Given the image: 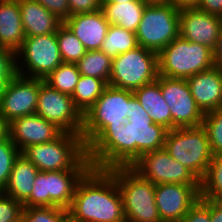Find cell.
Listing matches in <instances>:
<instances>
[{
	"label": "cell",
	"mask_w": 222,
	"mask_h": 222,
	"mask_svg": "<svg viewBox=\"0 0 222 222\" xmlns=\"http://www.w3.org/2000/svg\"><path fill=\"white\" fill-rule=\"evenodd\" d=\"M167 133L132 94L130 118L122 125L107 126L86 147V154L95 169L131 167L144 153L164 148Z\"/></svg>",
	"instance_id": "cell-1"
},
{
	"label": "cell",
	"mask_w": 222,
	"mask_h": 222,
	"mask_svg": "<svg viewBox=\"0 0 222 222\" xmlns=\"http://www.w3.org/2000/svg\"><path fill=\"white\" fill-rule=\"evenodd\" d=\"M68 210V222H126L115 178L91 168L78 182Z\"/></svg>",
	"instance_id": "cell-2"
},
{
	"label": "cell",
	"mask_w": 222,
	"mask_h": 222,
	"mask_svg": "<svg viewBox=\"0 0 222 222\" xmlns=\"http://www.w3.org/2000/svg\"><path fill=\"white\" fill-rule=\"evenodd\" d=\"M116 180L126 222H162L155 202V184L132 167L107 170Z\"/></svg>",
	"instance_id": "cell-3"
},
{
	"label": "cell",
	"mask_w": 222,
	"mask_h": 222,
	"mask_svg": "<svg viewBox=\"0 0 222 222\" xmlns=\"http://www.w3.org/2000/svg\"><path fill=\"white\" fill-rule=\"evenodd\" d=\"M158 64L159 75L188 79L214 66L213 51L179 35L158 54Z\"/></svg>",
	"instance_id": "cell-4"
},
{
	"label": "cell",
	"mask_w": 222,
	"mask_h": 222,
	"mask_svg": "<svg viewBox=\"0 0 222 222\" xmlns=\"http://www.w3.org/2000/svg\"><path fill=\"white\" fill-rule=\"evenodd\" d=\"M133 91L107 85L102 95L83 115L81 136L87 147L107 126L124 124L130 118Z\"/></svg>",
	"instance_id": "cell-5"
},
{
	"label": "cell",
	"mask_w": 222,
	"mask_h": 222,
	"mask_svg": "<svg viewBox=\"0 0 222 222\" xmlns=\"http://www.w3.org/2000/svg\"><path fill=\"white\" fill-rule=\"evenodd\" d=\"M164 148L199 180L213 158L208 135L202 125L168 130Z\"/></svg>",
	"instance_id": "cell-6"
},
{
	"label": "cell",
	"mask_w": 222,
	"mask_h": 222,
	"mask_svg": "<svg viewBox=\"0 0 222 222\" xmlns=\"http://www.w3.org/2000/svg\"><path fill=\"white\" fill-rule=\"evenodd\" d=\"M179 15L171 2L148 3L135 32L138 45L159 54L180 35Z\"/></svg>",
	"instance_id": "cell-7"
},
{
	"label": "cell",
	"mask_w": 222,
	"mask_h": 222,
	"mask_svg": "<svg viewBox=\"0 0 222 222\" xmlns=\"http://www.w3.org/2000/svg\"><path fill=\"white\" fill-rule=\"evenodd\" d=\"M23 154L39 171H59L74 168L87 154L80 134L62 132L51 142L25 148Z\"/></svg>",
	"instance_id": "cell-8"
},
{
	"label": "cell",
	"mask_w": 222,
	"mask_h": 222,
	"mask_svg": "<svg viewBox=\"0 0 222 222\" xmlns=\"http://www.w3.org/2000/svg\"><path fill=\"white\" fill-rule=\"evenodd\" d=\"M158 54L138 45L112 58V71L108 85L134 91L157 80Z\"/></svg>",
	"instance_id": "cell-9"
},
{
	"label": "cell",
	"mask_w": 222,
	"mask_h": 222,
	"mask_svg": "<svg viewBox=\"0 0 222 222\" xmlns=\"http://www.w3.org/2000/svg\"><path fill=\"white\" fill-rule=\"evenodd\" d=\"M18 58L24 59V63L16 60L17 74L29 78L45 79L63 63L56 33L25 37L21 47L16 51V59ZM19 62L23 64L21 65ZM24 68H28L27 71Z\"/></svg>",
	"instance_id": "cell-10"
},
{
	"label": "cell",
	"mask_w": 222,
	"mask_h": 222,
	"mask_svg": "<svg viewBox=\"0 0 222 222\" xmlns=\"http://www.w3.org/2000/svg\"><path fill=\"white\" fill-rule=\"evenodd\" d=\"M35 114L53 123L62 132L81 135L83 115L75 107L72 97L51 88L44 79H40Z\"/></svg>",
	"instance_id": "cell-11"
},
{
	"label": "cell",
	"mask_w": 222,
	"mask_h": 222,
	"mask_svg": "<svg viewBox=\"0 0 222 222\" xmlns=\"http://www.w3.org/2000/svg\"><path fill=\"white\" fill-rule=\"evenodd\" d=\"M131 167L155 185L200 184V180L188 168L170 156L165 148L144 153Z\"/></svg>",
	"instance_id": "cell-12"
},
{
	"label": "cell",
	"mask_w": 222,
	"mask_h": 222,
	"mask_svg": "<svg viewBox=\"0 0 222 222\" xmlns=\"http://www.w3.org/2000/svg\"><path fill=\"white\" fill-rule=\"evenodd\" d=\"M160 90L170 107L172 129L201 126L204 113L196 104L186 79H174L160 75Z\"/></svg>",
	"instance_id": "cell-13"
},
{
	"label": "cell",
	"mask_w": 222,
	"mask_h": 222,
	"mask_svg": "<svg viewBox=\"0 0 222 222\" xmlns=\"http://www.w3.org/2000/svg\"><path fill=\"white\" fill-rule=\"evenodd\" d=\"M39 90V78L16 74L0 94V114L8 123L35 114Z\"/></svg>",
	"instance_id": "cell-14"
},
{
	"label": "cell",
	"mask_w": 222,
	"mask_h": 222,
	"mask_svg": "<svg viewBox=\"0 0 222 222\" xmlns=\"http://www.w3.org/2000/svg\"><path fill=\"white\" fill-rule=\"evenodd\" d=\"M200 198V184L155 185V202L162 222H181Z\"/></svg>",
	"instance_id": "cell-15"
},
{
	"label": "cell",
	"mask_w": 222,
	"mask_h": 222,
	"mask_svg": "<svg viewBox=\"0 0 222 222\" xmlns=\"http://www.w3.org/2000/svg\"><path fill=\"white\" fill-rule=\"evenodd\" d=\"M179 26L181 37L213 51L222 30V17L198 8L181 9Z\"/></svg>",
	"instance_id": "cell-16"
},
{
	"label": "cell",
	"mask_w": 222,
	"mask_h": 222,
	"mask_svg": "<svg viewBox=\"0 0 222 222\" xmlns=\"http://www.w3.org/2000/svg\"><path fill=\"white\" fill-rule=\"evenodd\" d=\"M61 133L53 123L37 114L23 116L9 123V137L20 152L31 145L51 142Z\"/></svg>",
	"instance_id": "cell-17"
},
{
	"label": "cell",
	"mask_w": 222,
	"mask_h": 222,
	"mask_svg": "<svg viewBox=\"0 0 222 222\" xmlns=\"http://www.w3.org/2000/svg\"><path fill=\"white\" fill-rule=\"evenodd\" d=\"M92 168L87 155L72 169L47 171V186L50 195V207L68 209L78 182Z\"/></svg>",
	"instance_id": "cell-18"
},
{
	"label": "cell",
	"mask_w": 222,
	"mask_h": 222,
	"mask_svg": "<svg viewBox=\"0 0 222 222\" xmlns=\"http://www.w3.org/2000/svg\"><path fill=\"white\" fill-rule=\"evenodd\" d=\"M196 104L205 114L222 109V70L216 66L186 79Z\"/></svg>",
	"instance_id": "cell-19"
},
{
	"label": "cell",
	"mask_w": 222,
	"mask_h": 222,
	"mask_svg": "<svg viewBox=\"0 0 222 222\" xmlns=\"http://www.w3.org/2000/svg\"><path fill=\"white\" fill-rule=\"evenodd\" d=\"M87 51L100 50L109 28L102 10L77 13L63 22Z\"/></svg>",
	"instance_id": "cell-20"
},
{
	"label": "cell",
	"mask_w": 222,
	"mask_h": 222,
	"mask_svg": "<svg viewBox=\"0 0 222 222\" xmlns=\"http://www.w3.org/2000/svg\"><path fill=\"white\" fill-rule=\"evenodd\" d=\"M26 37L56 33L63 24L56 15L35 0H18Z\"/></svg>",
	"instance_id": "cell-21"
},
{
	"label": "cell",
	"mask_w": 222,
	"mask_h": 222,
	"mask_svg": "<svg viewBox=\"0 0 222 222\" xmlns=\"http://www.w3.org/2000/svg\"><path fill=\"white\" fill-rule=\"evenodd\" d=\"M25 37L18 0H0V46L16 52Z\"/></svg>",
	"instance_id": "cell-22"
},
{
	"label": "cell",
	"mask_w": 222,
	"mask_h": 222,
	"mask_svg": "<svg viewBox=\"0 0 222 222\" xmlns=\"http://www.w3.org/2000/svg\"><path fill=\"white\" fill-rule=\"evenodd\" d=\"M153 123L172 130V117L170 107L166 104L160 90V75L157 80L133 91Z\"/></svg>",
	"instance_id": "cell-23"
},
{
	"label": "cell",
	"mask_w": 222,
	"mask_h": 222,
	"mask_svg": "<svg viewBox=\"0 0 222 222\" xmlns=\"http://www.w3.org/2000/svg\"><path fill=\"white\" fill-rule=\"evenodd\" d=\"M39 170L23 154L15 159L8 184L2 191L22 204L30 197Z\"/></svg>",
	"instance_id": "cell-24"
},
{
	"label": "cell",
	"mask_w": 222,
	"mask_h": 222,
	"mask_svg": "<svg viewBox=\"0 0 222 222\" xmlns=\"http://www.w3.org/2000/svg\"><path fill=\"white\" fill-rule=\"evenodd\" d=\"M147 4L142 0L108 3L103 4L101 10L109 25H116L135 33Z\"/></svg>",
	"instance_id": "cell-25"
},
{
	"label": "cell",
	"mask_w": 222,
	"mask_h": 222,
	"mask_svg": "<svg viewBox=\"0 0 222 222\" xmlns=\"http://www.w3.org/2000/svg\"><path fill=\"white\" fill-rule=\"evenodd\" d=\"M106 86L107 84L102 79L84 75L79 77L71 97L75 107L82 115H85L93 106L96 100L102 95Z\"/></svg>",
	"instance_id": "cell-26"
},
{
	"label": "cell",
	"mask_w": 222,
	"mask_h": 222,
	"mask_svg": "<svg viewBox=\"0 0 222 222\" xmlns=\"http://www.w3.org/2000/svg\"><path fill=\"white\" fill-rule=\"evenodd\" d=\"M76 65L81 75L102 79L108 85L112 71V58L103 51H86Z\"/></svg>",
	"instance_id": "cell-27"
},
{
	"label": "cell",
	"mask_w": 222,
	"mask_h": 222,
	"mask_svg": "<svg viewBox=\"0 0 222 222\" xmlns=\"http://www.w3.org/2000/svg\"><path fill=\"white\" fill-rule=\"evenodd\" d=\"M138 46L136 34L116 25H110L100 48L107 56L117 57Z\"/></svg>",
	"instance_id": "cell-28"
},
{
	"label": "cell",
	"mask_w": 222,
	"mask_h": 222,
	"mask_svg": "<svg viewBox=\"0 0 222 222\" xmlns=\"http://www.w3.org/2000/svg\"><path fill=\"white\" fill-rule=\"evenodd\" d=\"M200 198L222 201V152L213 155L206 173L200 180Z\"/></svg>",
	"instance_id": "cell-29"
},
{
	"label": "cell",
	"mask_w": 222,
	"mask_h": 222,
	"mask_svg": "<svg viewBox=\"0 0 222 222\" xmlns=\"http://www.w3.org/2000/svg\"><path fill=\"white\" fill-rule=\"evenodd\" d=\"M80 76L76 63H62L44 79V82L51 88L72 96Z\"/></svg>",
	"instance_id": "cell-30"
},
{
	"label": "cell",
	"mask_w": 222,
	"mask_h": 222,
	"mask_svg": "<svg viewBox=\"0 0 222 222\" xmlns=\"http://www.w3.org/2000/svg\"><path fill=\"white\" fill-rule=\"evenodd\" d=\"M56 38L63 63H77L87 51L64 23L58 28Z\"/></svg>",
	"instance_id": "cell-31"
},
{
	"label": "cell",
	"mask_w": 222,
	"mask_h": 222,
	"mask_svg": "<svg viewBox=\"0 0 222 222\" xmlns=\"http://www.w3.org/2000/svg\"><path fill=\"white\" fill-rule=\"evenodd\" d=\"M21 222H68V210L62 207H23Z\"/></svg>",
	"instance_id": "cell-32"
},
{
	"label": "cell",
	"mask_w": 222,
	"mask_h": 222,
	"mask_svg": "<svg viewBox=\"0 0 222 222\" xmlns=\"http://www.w3.org/2000/svg\"><path fill=\"white\" fill-rule=\"evenodd\" d=\"M202 126L207 132L212 154L222 152V109L205 113Z\"/></svg>",
	"instance_id": "cell-33"
},
{
	"label": "cell",
	"mask_w": 222,
	"mask_h": 222,
	"mask_svg": "<svg viewBox=\"0 0 222 222\" xmlns=\"http://www.w3.org/2000/svg\"><path fill=\"white\" fill-rule=\"evenodd\" d=\"M20 153L9 136L0 141V191L8 184L13 164Z\"/></svg>",
	"instance_id": "cell-34"
},
{
	"label": "cell",
	"mask_w": 222,
	"mask_h": 222,
	"mask_svg": "<svg viewBox=\"0 0 222 222\" xmlns=\"http://www.w3.org/2000/svg\"><path fill=\"white\" fill-rule=\"evenodd\" d=\"M23 207H50V195L47 186V171H39L33 183L30 197Z\"/></svg>",
	"instance_id": "cell-35"
},
{
	"label": "cell",
	"mask_w": 222,
	"mask_h": 222,
	"mask_svg": "<svg viewBox=\"0 0 222 222\" xmlns=\"http://www.w3.org/2000/svg\"><path fill=\"white\" fill-rule=\"evenodd\" d=\"M16 60V52L0 46V94L17 74Z\"/></svg>",
	"instance_id": "cell-36"
},
{
	"label": "cell",
	"mask_w": 222,
	"mask_h": 222,
	"mask_svg": "<svg viewBox=\"0 0 222 222\" xmlns=\"http://www.w3.org/2000/svg\"><path fill=\"white\" fill-rule=\"evenodd\" d=\"M23 204L0 191V222H18Z\"/></svg>",
	"instance_id": "cell-37"
},
{
	"label": "cell",
	"mask_w": 222,
	"mask_h": 222,
	"mask_svg": "<svg viewBox=\"0 0 222 222\" xmlns=\"http://www.w3.org/2000/svg\"><path fill=\"white\" fill-rule=\"evenodd\" d=\"M181 222H210V200L199 198Z\"/></svg>",
	"instance_id": "cell-38"
},
{
	"label": "cell",
	"mask_w": 222,
	"mask_h": 222,
	"mask_svg": "<svg viewBox=\"0 0 222 222\" xmlns=\"http://www.w3.org/2000/svg\"><path fill=\"white\" fill-rule=\"evenodd\" d=\"M63 22L70 17L68 0H35Z\"/></svg>",
	"instance_id": "cell-39"
},
{
	"label": "cell",
	"mask_w": 222,
	"mask_h": 222,
	"mask_svg": "<svg viewBox=\"0 0 222 222\" xmlns=\"http://www.w3.org/2000/svg\"><path fill=\"white\" fill-rule=\"evenodd\" d=\"M70 16L77 13L94 12L101 9L99 0H68Z\"/></svg>",
	"instance_id": "cell-40"
},
{
	"label": "cell",
	"mask_w": 222,
	"mask_h": 222,
	"mask_svg": "<svg viewBox=\"0 0 222 222\" xmlns=\"http://www.w3.org/2000/svg\"><path fill=\"white\" fill-rule=\"evenodd\" d=\"M198 9L222 17V0H201Z\"/></svg>",
	"instance_id": "cell-41"
},
{
	"label": "cell",
	"mask_w": 222,
	"mask_h": 222,
	"mask_svg": "<svg viewBox=\"0 0 222 222\" xmlns=\"http://www.w3.org/2000/svg\"><path fill=\"white\" fill-rule=\"evenodd\" d=\"M210 222H222V201L210 200Z\"/></svg>",
	"instance_id": "cell-42"
},
{
	"label": "cell",
	"mask_w": 222,
	"mask_h": 222,
	"mask_svg": "<svg viewBox=\"0 0 222 222\" xmlns=\"http://www.w3.org/2000/svg\"><path fill=\"white\" fill-rule=\"evenodd\" d=\"M213 63L214 66L222 70V30L217 40L215 49L213 50Z\"/></svg>",
	"instance_id": "cell-43"
},
{
	"label": "cell",
	"mask_w": 222,
	"mask_h": 222,
	"mask_svg": "<svg viewBox=\"0 0 222 222\" xmlns=\"http://www.w3.org/2000/svg\"><path fill=\"white\" fill-rule=\"evenodd\" d=\"M167 1L171 2L179 10L198 8L201 2V0H167Z\"/></svg>",
	"instance_id": "cell-44"
},
{
	"label": "cell",
	"mask_w": 222,
	"mask_h": 222,
	"mask_svg": "<svg viewBox=\"0 0 222 222\" xmlns=\"http://www.w3.org/2000/svg\"><path fill=\"white\" fill-rule=\"evenodd\" d=\"M9 136V123L0 114V141L5 140Z\"/></svg>",
	"instance_id": "cell-45"
},
{
	"label": "cell",
	"mask_w": 222,
	"mask_h": 222,
	"mask_svg": "<svg viewBox=\"0 0 222 222\" xmlns=\"http://www.w3.org/2000/svg\"><path fill=\"white\" fill-rule=\"evenodd\" d=\"M134 0H99L100 5L108 4V3H119V2H130Z\"/></svg>",
	"instance_id": "cell-46"
},
{
	"label": "cell",
	"mask_w": 222,
	"mask_h": 222,
	"mask_svg": "<svg viewBox=\"0 0 222 222\" xmlns=\"http://www.w3.org/2000/svg\"><path fill=\"white\" fill-rule=\"evenodd\" d=\"M145 1L147 3H161V2H165L167 0H142Z\"/></svg>",
	"instance_id": "cell-47"
}]
</instances>
